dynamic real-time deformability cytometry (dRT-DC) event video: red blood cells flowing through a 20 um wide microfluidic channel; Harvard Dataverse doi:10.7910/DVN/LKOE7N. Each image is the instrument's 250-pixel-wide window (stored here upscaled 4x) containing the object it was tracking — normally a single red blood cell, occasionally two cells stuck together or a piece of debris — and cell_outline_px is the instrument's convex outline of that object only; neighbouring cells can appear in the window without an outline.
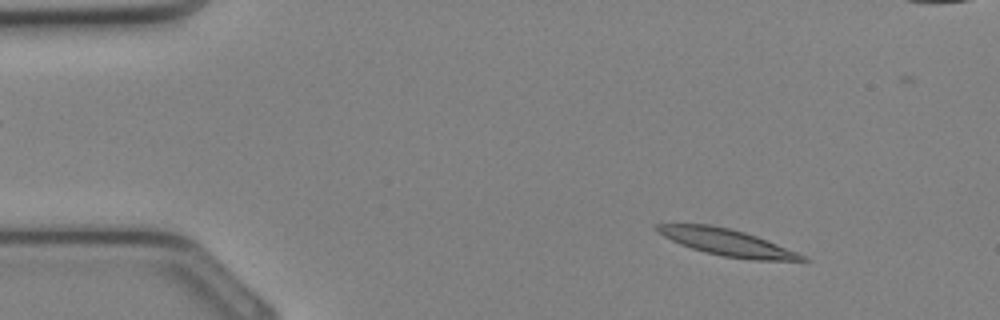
{"species": "Egyptian fruit bat (a non-hibernating species)", "species_latin": "Rousettus aegyptiacus", "temperature_condition": "cold", "stored_images_in_passage": 34, "camera_frame_rate_fps": 3000, "um_per_image_px": 0.085, "animal": {"sex": "female"}, "frame": {"image": 1, "passage_image": 4, "time_ms": 1.0, "image_size_px": [1000, 320], "cell_outline_px": [[808, 260], [752, 260], [724, 256], [704, 252], [680, 244], [656, 232], [652, 228], [656, 224], [712, 224], [744, 232], [756, 236], [796, 252], [804, 256]], "centroid_in_image_um": [61.7, 20.58], "position_along_channel_um": 23.3, "area_um2": 22.2}}
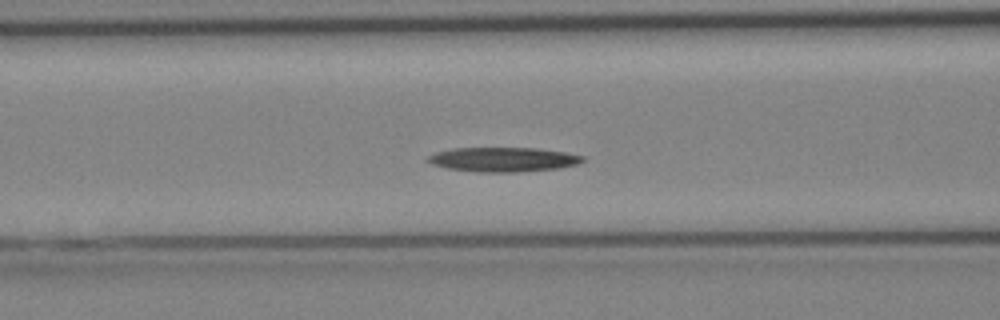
{"frame": {"image": 2, "passage_image": 13, "time_ms": 4.0, "image_size_px": [1000, 320], "cell_outline_px": [[584, 160], [576, 164], [560, 168], [520, 172], [480, 172], [448, 168], [432, 164], [424, 160], [428, 156], [436, 152], [452, 148], [536, 148], [564, 152], [584, 156]], "centroid_in_image_um": [42.75, 13.55], "position_along_channel_um": 123.9, "area_um2": 22.02}}
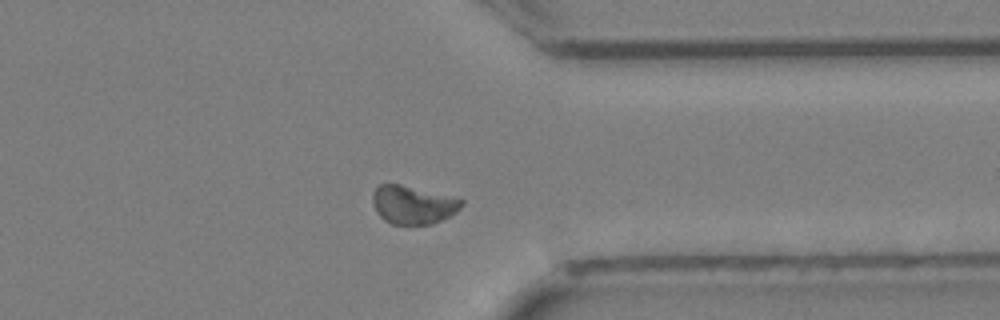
{"frame": {"image": 3, "passage_image": 26, "time_ms": 8.333, "image_size_px": [1000, 320], "cell_outline_px": [[464, 204], [456, 212], [432, 224], [392, 224], [384, 220], [376, 212], [372, 200], [372, 192], [380, 184], [400, 184], [464, 200]], "centroid_in_image_um": [35.07, 17.41], "position_along_channel_um": 376.3, "area_um2": 19.59}}